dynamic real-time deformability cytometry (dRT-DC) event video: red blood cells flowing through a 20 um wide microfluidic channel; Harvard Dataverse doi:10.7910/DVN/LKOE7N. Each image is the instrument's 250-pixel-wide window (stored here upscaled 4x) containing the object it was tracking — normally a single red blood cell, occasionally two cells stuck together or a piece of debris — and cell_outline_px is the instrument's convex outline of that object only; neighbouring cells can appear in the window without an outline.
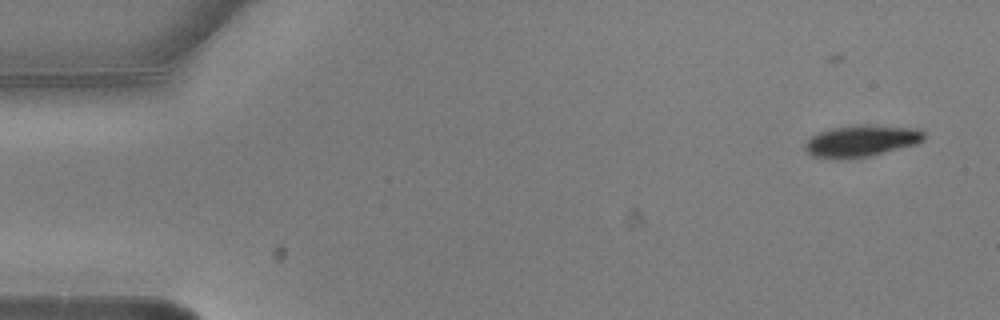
{"species": "common noctule bat (a hibernating species)", "species_latin": "Nyctalus noctula", "temperature_condition": "warm", "stored_images_in_passage": 6, "segment_of_instrument_passage": [2, 2], "camera_frame_rate_fps": 3000, "um_per_image_px": 0.085, "animal": {"sex": "male", "body_mass_g": 20.5, "forearm_length_mm": 52.5}, "frame": {"image": 1, "passage_image": 6, "time_ms": 1.667, "image_size_px": [1000, 320], "cell_outline_px": [[924, 140], [916, 144], [868, 156], [848, 160], [832, 160], [812, 156], [804, 148], [804, 144], [812, 136], [820, 132], [832, 128], [860, 124], [864, 124], [920, 128], [924, 132]], "centroid_in_image_um": [73.2, 11.99], "position_along_channel_um": 11.8, "area_um2": 22.25}}